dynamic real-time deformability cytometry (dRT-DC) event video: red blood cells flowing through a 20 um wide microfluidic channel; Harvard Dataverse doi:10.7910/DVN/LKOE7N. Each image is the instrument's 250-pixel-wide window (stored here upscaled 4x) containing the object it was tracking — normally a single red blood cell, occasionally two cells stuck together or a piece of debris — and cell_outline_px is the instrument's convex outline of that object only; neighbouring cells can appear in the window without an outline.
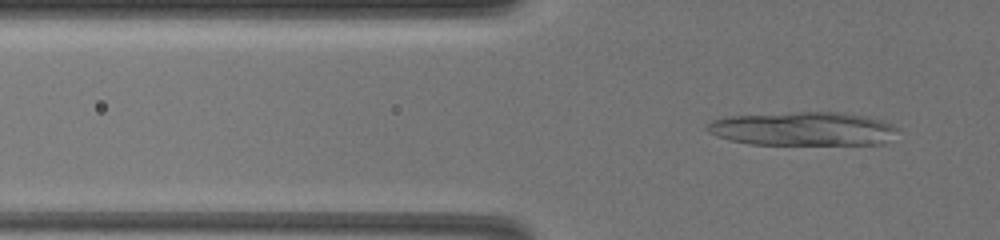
{"species": "common noctule bat (a hibernating species)", "species_latin": "Nyctalus noctula", "temperature_condition": "warm", "stored_images_in_passage": 18, "camera_frame_rate_fps": 3000, "um_per_image_px": 0.085, "animal": {"sex": "female", "body_mass_g": 19.5, "forearm_length_mm": 54.1}, "frame": {"image": 1, "passage_image": 11, "time_ms": 3.333, "image_size_px": [1000, 240], "cell_outline_px": [[900, 128], [884, 144], [748, 144], [716, 136], [708, 132], [704, 128], [704, 124], [712, 120], [728, 116], [796, 112], [844, 112], [868, 116], [892, 124]], "centroid_in_image_um": [68.24, 10.94], "position_along_channel_um": 57.6, "area_um2": 37.69}}